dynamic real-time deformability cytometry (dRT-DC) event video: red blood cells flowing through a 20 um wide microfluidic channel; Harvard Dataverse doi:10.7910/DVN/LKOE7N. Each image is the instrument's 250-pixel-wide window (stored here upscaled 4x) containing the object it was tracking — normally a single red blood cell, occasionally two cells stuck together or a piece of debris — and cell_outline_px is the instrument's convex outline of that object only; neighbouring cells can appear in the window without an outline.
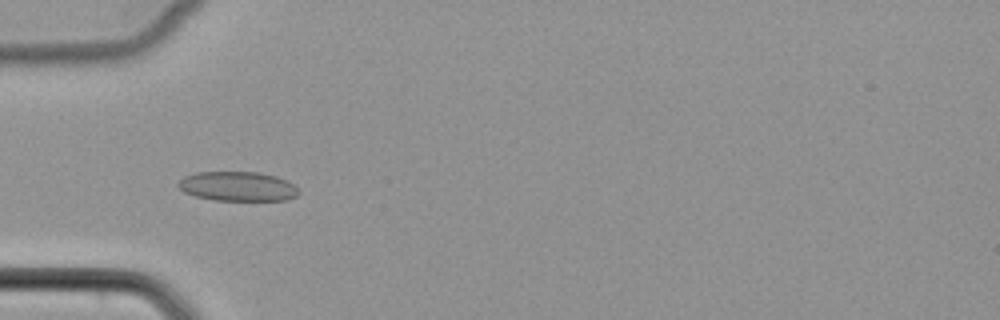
{"species": "common noctule bat (a hibernating species)", "species_latin": "Nyctalus noctula", "temperature_condition": "cold", "stored_images_in_passage": 46, "camera_frame_rate_fps": 3000, "um_per_image_px": 0.085, "animal": {"sex": "female", "body_mass_g": 22.7, "forearm_length_mm": 54.2}, "frame": {"image": 1, "passage_image": 17, "time_ms": 5.333, "image_size_px": [1000, 320], "cell_outline_px": [[300, 192], [296, 196], [284, 200], [216, 200], [196, 196], [184, 192], [176, 184], [184, 176], [196, 172], [260, 172], [276, 176], [292, 184]], "centroid_in_image_um": [20.18, 15.83], "position_along_channel_um": 64.8, "area_um2": 20.52}}
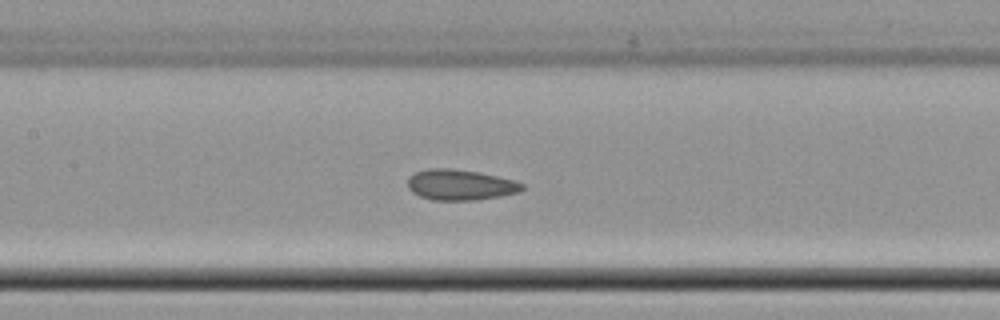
{"frame": {"image": 2, "passage_image": 25, "time_ms": 8.0, "image_size_px": [1000, 320], "cell_outline_px": [[524, 188], [520, 192], [500, 196], [476, 200], [432, 200], [420, 196], [412, 192], [408, 188], [408, 176], [416, 172], [428, 168], [452, 168], [480, 172], [516, 180], [524, 184]], "centroid_in_image_um": [39.14, 15.7], "position_along_channel_um": 168.3, "area_um2": 20.69}}
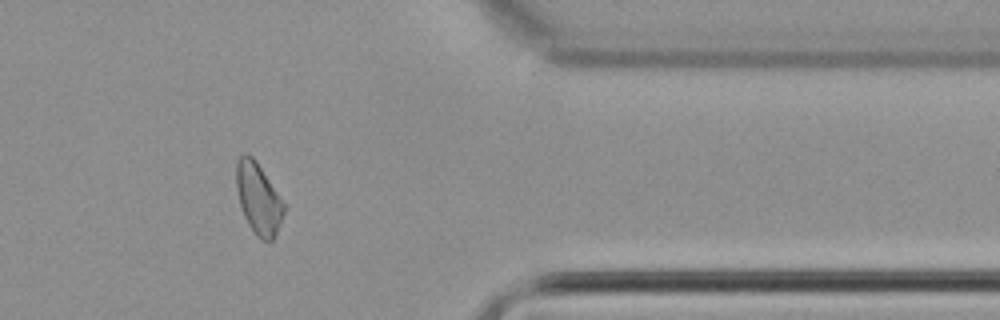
{"frame": {"image": 3, "passage_image": 43, "time_ms": 14.0, "image_size_px": [1000, 320], "cell_outline_px": [[284, 212], [276, 232], [272, 240], [268, 244], [260, 240], [256, 236], [248, 224], [244, 216], [240, 204], [236, 188], [236, 160], [244, 152], [252, 156], [256, 160], [284, 204]], "centroid_in_image_um": [21.93, 16.89], "position_along_channel_um": 389.5, "area_um2": 19.59}}